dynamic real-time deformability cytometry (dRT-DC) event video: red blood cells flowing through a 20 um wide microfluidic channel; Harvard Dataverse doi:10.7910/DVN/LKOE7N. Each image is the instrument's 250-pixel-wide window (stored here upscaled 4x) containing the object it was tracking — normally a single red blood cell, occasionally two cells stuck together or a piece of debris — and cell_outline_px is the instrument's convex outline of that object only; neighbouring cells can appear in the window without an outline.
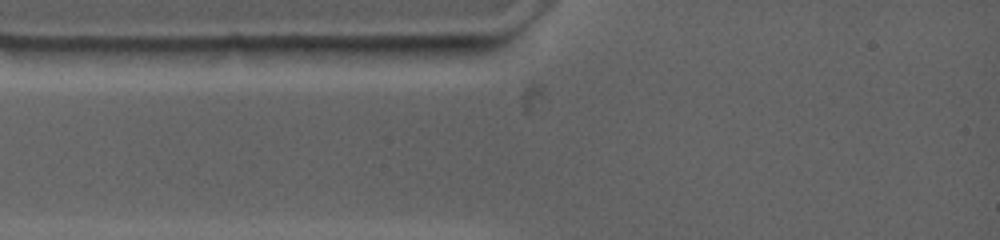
{"species": "common noctule bat (a hibernating species)", "species_latin": "Nyctalus noctula", "temperature_condition": "warm", "stored_images_in_passage": 1, "camera_frame_rate_fps": 4500, "um_per_image_px": 0.085, "animal": {"sex": "female", "body_mass_g": 19.0, "forearm_length_mm": 53.3}, "frame": {"image": 1, "passage_image": 1, "time_ms": 0.0, "image_size_px": [1000, 240], "cell_outline_px": [[264, 48], [216, 64], [160, 64], [100, 48], [228, 44], [240, 44]], "centroid_in_image_um": [15.91, 4.53], "position_along_channel_um": 69.1, "area_um2": 15.26}}